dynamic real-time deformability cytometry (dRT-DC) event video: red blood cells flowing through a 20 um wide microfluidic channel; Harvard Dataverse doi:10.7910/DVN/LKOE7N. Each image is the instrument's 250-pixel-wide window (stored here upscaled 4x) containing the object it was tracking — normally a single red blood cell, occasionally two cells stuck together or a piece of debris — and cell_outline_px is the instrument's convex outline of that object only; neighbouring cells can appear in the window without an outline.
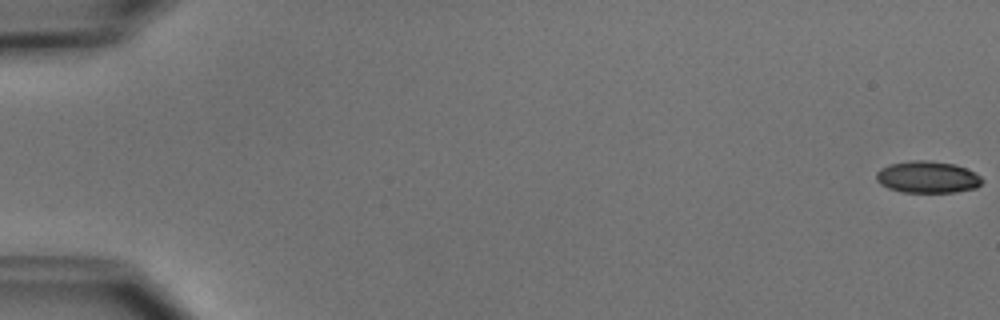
{"species": "common noctule bat (a hibernating species)", "species_latin": "Nyctalus noctula", "temperature_condition": "cold", "stored_images_in_passage": 6, "camera_frame_rate_fps": 3000, "um_per_image_px": 0.085, "animal": {"sex": "male", "body_mass_g": 15.6}, "frame": {"image": 1, "passage_image": 1, "time_ms": 0.0, "image_size_px": [1000, 320], "cell_outline_px": [[984, 180], [976, 188], [956, 192], [900, 192], [888, 188], [880, 184], [876, 180], [876, 172], [880, 168], [888, 164], [908, 160], [928, 160], [956, 164], [980, 176]], "centroid_in_image_um": [78.79, 15.04], "position_along_channel_um": 6.2, "area_um2": 19.83}}
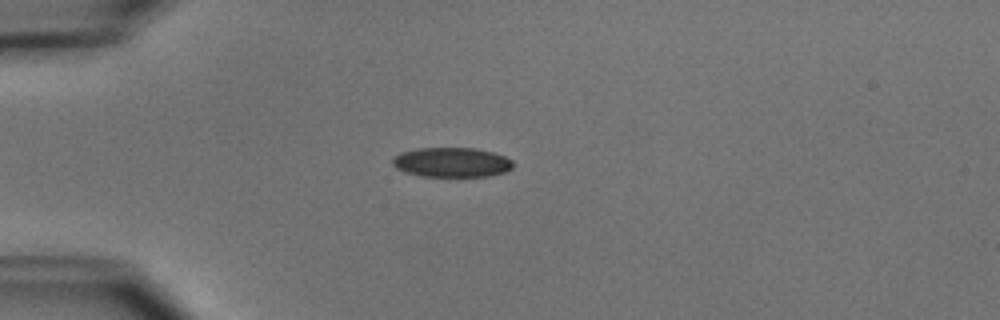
{"frame": {"image": 2, "passage_image": 5, "time_ms": 4.667, "image_size_px": [1000, 320], "cell_outline_px": [[512, 168], [504, 172], [488, 176], [420, 176], [404, 172], [396, 168], [392, 164], [392, 156], [400, 152], [416, 148], [476, 148], [492, 152], [504, 156], [512, 160]], "centroid_in_image_um": [38.34, 13.79], "position_along_channel_um": 46.7, "area_um2": 20.92}}
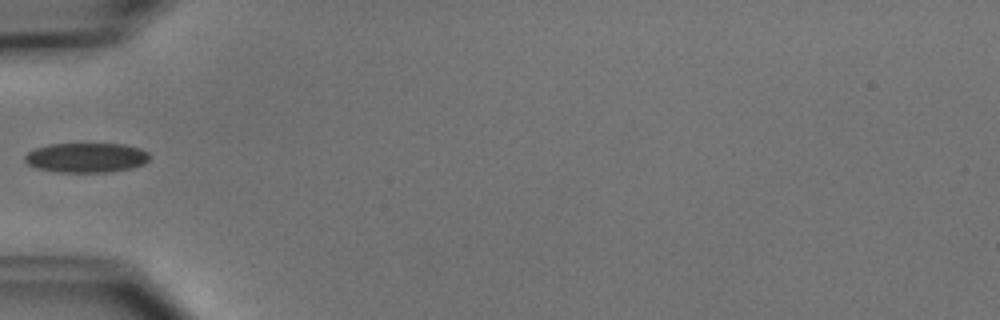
{"frame": {"image": 3, "passage_image": 6, "time_ms": 6.0, "image_size_px": [1000, 320], "cell_outline_px": [[148, 160], [144, 164], [132, 168], [108, 172], [56, 172], [36, 168], [28, 164], [24, 160], [24, 156], [28, 152], [36, 148], [48, 144], [124, 144], [140, 148], [148, 152]], "centroid_in_image_um": [7.32, 13.4], "position_along_channel_um": 77.7, "area_um2": 21.62}}